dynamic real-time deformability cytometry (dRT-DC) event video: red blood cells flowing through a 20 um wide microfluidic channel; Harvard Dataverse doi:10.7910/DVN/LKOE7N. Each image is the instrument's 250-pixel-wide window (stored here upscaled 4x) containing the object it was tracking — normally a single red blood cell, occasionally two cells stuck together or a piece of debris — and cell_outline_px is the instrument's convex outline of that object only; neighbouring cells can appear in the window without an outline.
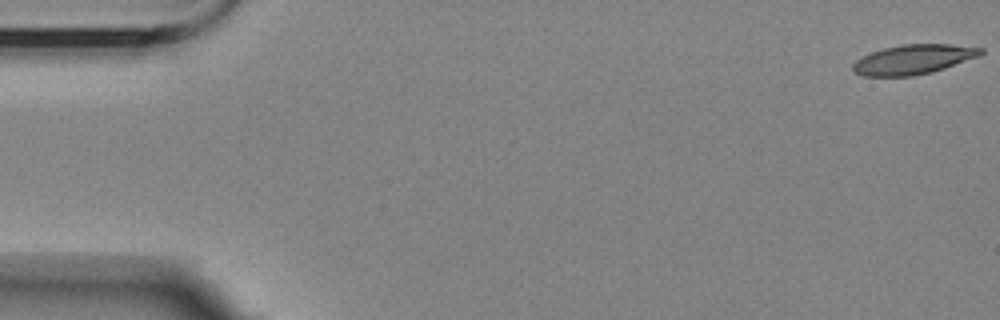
{"species": "Egyptian fruit bat (a non-hibernating species)", "species_latin": "Rousettus aegyptiacus", "temperature_condition": "room temperature", "stored_images_in_passage": 10, "camera_frame_rate_fps": 3000, "um_per_image_px": 0.085, "animal": {"sex": "female"}, "frame": {"image": 1, "passage_image": 1, "time_ms": 0.0, "image_size_px": [1000, 320], "cell_outline_px": [[984, 52], [980, 56], [932, 72], [912, 76], [864, 76], [856, 72], [852, 68], [852, 64], [856, 60], [872, 52], [884, 48], [904, 44], [948, 44], [984, 48]], "centroid_in_image_um": [77.66, 5.05], "position_along_channel_um": 7.3, "area_um2": 21.91}}
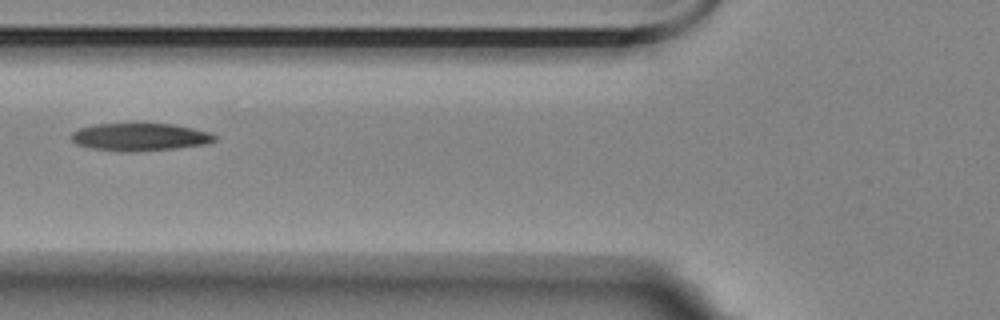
{"frame": {"image": 2, "passage_image": 7, "time_ms": 7.0, "image_size_px": [1000, 320], "cell_outline_px": [[216, 140], [204, 144], [176, 148], [140, 152], [120, 152], [88, 148], [76, 144], [72, 140], [72, 132], [80, 128], [96, 124], [172, 124], [192, 128], [208, 132], [216, 136]], "centroid_in_image_um": [11.85, 11.66], "position_along_channel_um": 113.9, "area_um2": 23.12}}
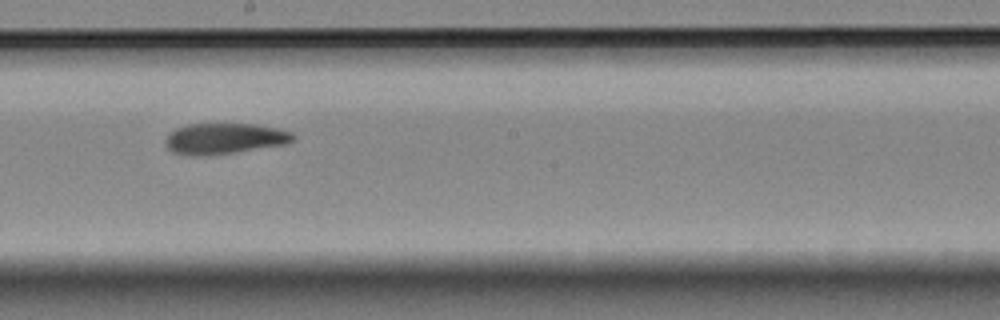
{"frame": {"image": 3, "passage_image": 10, "time_ms": 10.333, "image_size_px": [1000, 320], "cell_outline_px": [[296, 140], [288, 144], [236, 152], [172, 152], [168, 148], [164, 140], [176, 128], [188, 124], [256, 124], [276, 128], [292, 132], [296, 136]], "centroid_in_image_um": [19.22, 11.72], "position_along_channel_um": 229.0, "area_um2": 22.02}}